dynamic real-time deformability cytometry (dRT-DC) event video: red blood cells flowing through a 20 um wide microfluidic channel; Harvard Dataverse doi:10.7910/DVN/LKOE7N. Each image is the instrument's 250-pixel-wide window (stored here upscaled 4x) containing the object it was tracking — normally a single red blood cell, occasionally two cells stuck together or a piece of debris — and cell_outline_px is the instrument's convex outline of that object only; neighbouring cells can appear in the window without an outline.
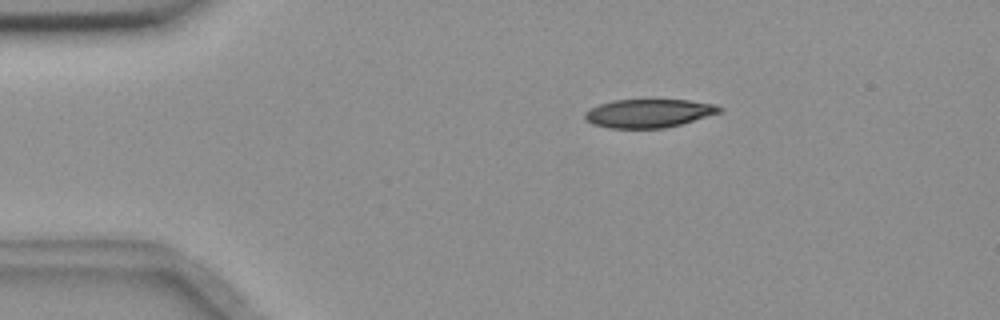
{"species": "common noctule bat (a hibernating species)", "species_latin": "Nyctalus noctula", "temperature_condition": "room temperature", "stored_images_in_passage": 8, "camera_frame_rate_fps": 3000, "um_per_image_px": 0.085, "animal": {"sex": "female", "body_mass_g": 18.4}, "frame": {"image": 1, "passage_image": 3, "time_ms": 0.667, "image_size_px": [1000, 320], "cell_outline_px": [[724, 108], [720, 112], [680, 124], [664, 128], [608, 128], [592, 124], [584, 120], [584, 112], [588, 108], [612, 100], [688, 100], [716, 104]], "centroid_in_image_um": [55.08, 9.62], "position_along_channel_um": 29.9, "area_um2": 22.37}}
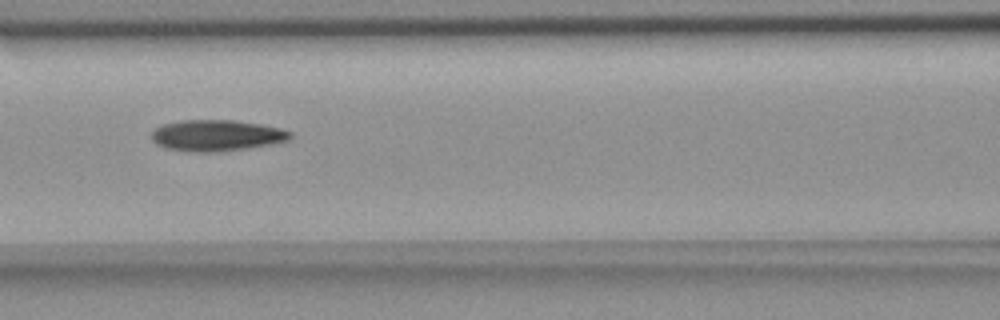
{"frame": {"image": 2, "passage_image": 7, "time_ms": 2.0, "image_size_px": [1000, 320], "cell_outline_px": [[292, 136], [288, 140], [268, 144], [244, 148], [216, 152], [188, 152], [164, 148], [156, 144], [152, 140], [152, 132], [160, 124], [180, 120], [232, 120], [260, 124], [280, 128], [292, 132]], "centroid_in_image_um": [18.34, 11.51], "position_along_channel_um": 148.3, "area_um2": 25.2}}
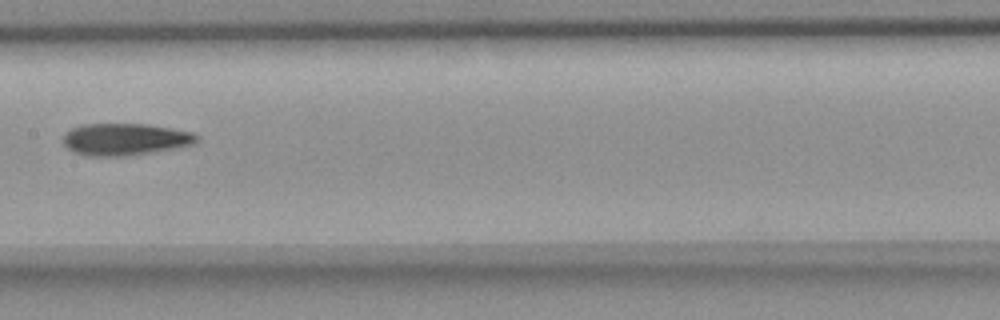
{"frame": {"image": 3, "passage_image": 8, "time_ms": 2.333, "image_size_px": [1000, 320], "cell_outline_px": [[200, 140], [196, 144], [180, 148], [128, 156], [88, 156], [76, 152], [68, 148], [64, 144], [64, 136], [72, 128], [80, 124], [148, 124], [172, 128], [192, 132], [200, 136]], "centroid_in_image_um": [10.73, 11.84], "position_along_channel_um": 196.7, "area_um2": 25.2}}